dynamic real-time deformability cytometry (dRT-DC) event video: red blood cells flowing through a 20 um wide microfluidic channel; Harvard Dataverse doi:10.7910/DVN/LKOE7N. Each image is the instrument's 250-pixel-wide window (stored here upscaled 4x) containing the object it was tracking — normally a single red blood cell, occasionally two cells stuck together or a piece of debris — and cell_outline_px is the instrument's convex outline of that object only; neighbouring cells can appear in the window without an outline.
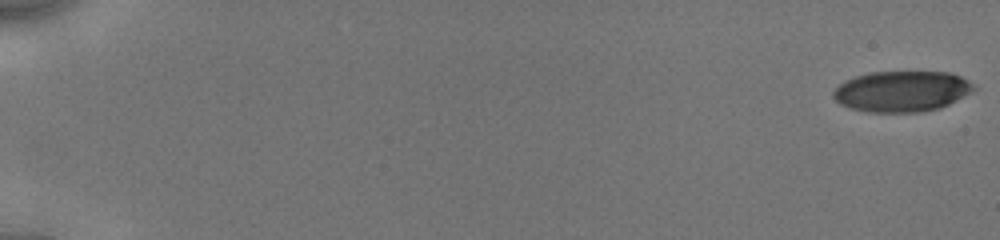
{"species": "human", "species_latin": "Homo sapiens", "temperature_condition": "cold", "stored_images_in_passage": 20, "camera_frame_rate_fps": 3000, "um_per_image_px": 0.085, "donor": {"sex": "male"}, "frame": {"image": 1, "passage_image": 1, "time_ms": 0.0, "image_size_px": [1000, 240], "cell_outline_px": [[976, 88], [956, 100], [940, 108], [920, 112], [868, 112], [852, 108], [840, 104], [832, 96], [832, 92], [844, 80], [868, 72], [948, 72], [960, 76], [972, 84]], "centroid_in_image_um": [76.61, 7.76], "position_along_channel_um": 8.4, "area_um2": 33.18}}